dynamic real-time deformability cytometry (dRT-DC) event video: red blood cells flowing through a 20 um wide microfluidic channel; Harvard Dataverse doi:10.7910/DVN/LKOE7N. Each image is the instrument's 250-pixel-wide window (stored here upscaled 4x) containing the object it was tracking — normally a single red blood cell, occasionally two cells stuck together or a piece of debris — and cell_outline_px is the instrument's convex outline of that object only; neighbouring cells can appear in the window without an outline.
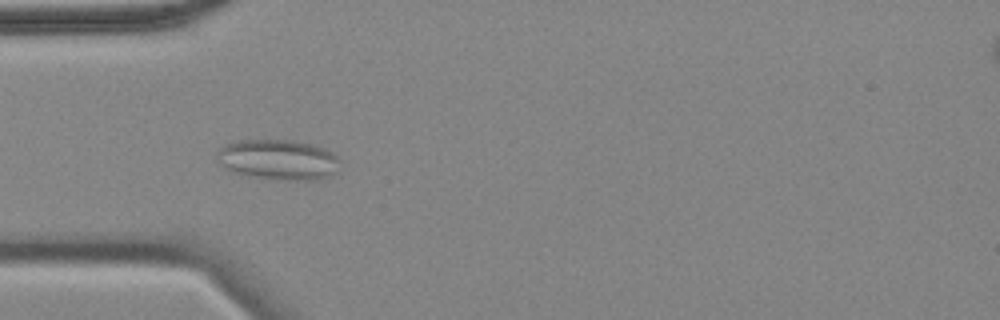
{"species": "common noctule bat (a hibernating species)", "species_latin": "Nyctalus noctula", "temperature_condition": "cold", "stored_images_in_passage": 57, "camera_frame_rate_fps": 3000, "um_per_image_px": 0.085, "animal": {"sex": "female", "body_mass_g": 18.4}, "frame": {"image": 1, "passage_image": 17, "time_ms": 5.333, "image_size_px": [1000, 320], "cell_outline_px": [[340, 160], [336, 172], [332, 176], [316, 180], [284, 180], [240, 176], [224, 168], [216, 160], [216, 152], [224, 144], [240, 140], [292, 140], [312, 144], [324, 148], [332, 152]], "centroid_in_image_um": [23.61, 13.59], "position_along_channel_um": 61.4, "area_um2": 29.54}}
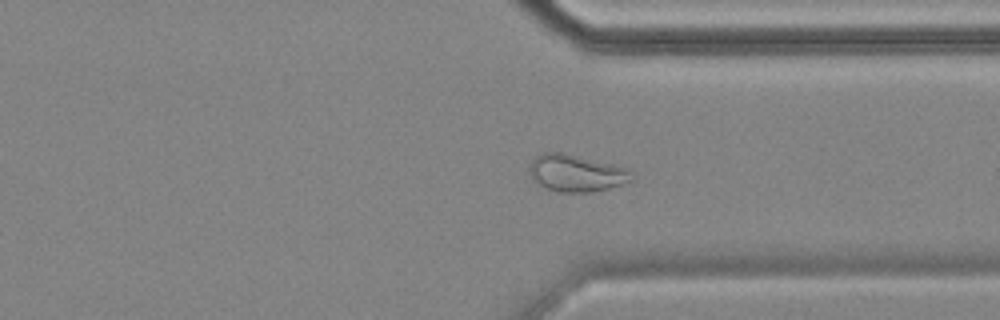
{"frame": {"image": 2, "passage_image": 43, "time_ms": 14.0, "image_size_px": [1000, 320], "cell_outline_px": [[632, 180], [608, 188], [592, 192], [560, 192], [544, 188], [536, 184], [532, 180], [528, 172], [528, 168], [532, 160], [536, 156], [544, 152], [564, 152], [628, 168], [632, 172]], "centroid_in_image_um": [48.92, 14.71], "position_along_channel_um": 362.5, "area_um2": 22.25}}
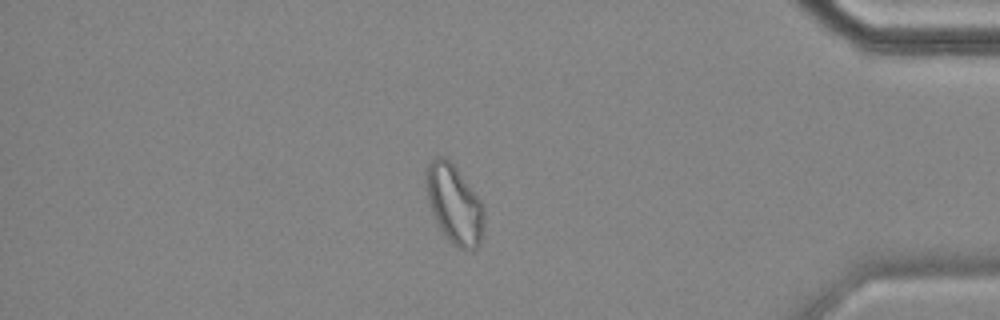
{"frame": {"image": 3, "passage_image": 49, "time_ms": 16.0, "image_size_px": [1000, 320], "cell_outline_px": [[484, 216], [480, 244], [476, 248], [460, 248], [452, 244], [448, 240], [440, 228], [436, 220], [428, 200], [424, 180], [424, 172], [428, 164], [436, 156], [444, 156], [456, 168], [480, 200], [484, 208]], "centroid_in_image_um": [38.59, 17.33], "position_along_channel_um": 396.6, "area_um2": 26.3}, "authors_computed_cell_mechanics": {"area_um2": 25.6054, "velocity_mm_per_s": 3.4803, "shape_relaxation_time_tau1_ms": null, "shape_relaxation_time_tau2_ms": 1.7647, "deformation_change_tau1": null, "deformation_change_tau2": 0.0734}}